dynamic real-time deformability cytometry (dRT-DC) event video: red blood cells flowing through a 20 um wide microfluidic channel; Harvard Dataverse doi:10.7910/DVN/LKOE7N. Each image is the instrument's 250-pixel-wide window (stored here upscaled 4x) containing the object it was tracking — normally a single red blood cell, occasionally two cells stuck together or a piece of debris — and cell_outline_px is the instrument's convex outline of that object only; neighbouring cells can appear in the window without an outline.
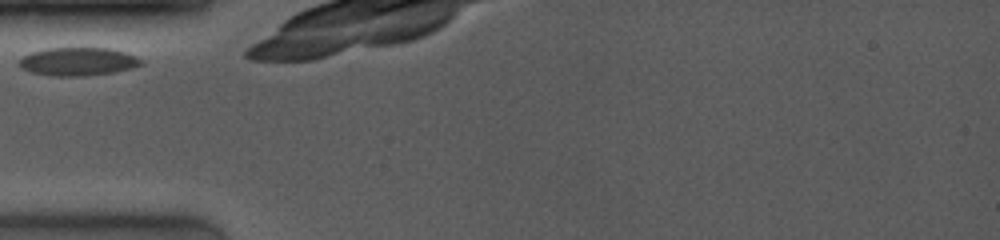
{"species": "common noctule bat (a hibernating species)", "species_latin": "Nyctalus noctula", "temperature_condition": "room temperature", "stored_images_in_passage": 1, "camera_frame_rate_fps": 4000, "um_per_image_px": 0.085, "animal": {"sex": "female", "body_mass_g": 19.0, "forearm_length_mm": 53.3}, "frame": {"image": 1, "passage_image": 1, "time_ms": 0.0, "image_size_px": [1000, 240], "cell_outline_px": [[144, 64], [132, 68], [112, 72], [84, 76], [52, 76], [32, 72], [20, 68], [16, 64], [20, 56], [32, 52], [48, 48], [112, 48], [136, 56], [144, 60]], "centroid_in_image_um": [6.6, 5.23], "position_along_channel_um": 78.4, "area_um2": 20.29}}